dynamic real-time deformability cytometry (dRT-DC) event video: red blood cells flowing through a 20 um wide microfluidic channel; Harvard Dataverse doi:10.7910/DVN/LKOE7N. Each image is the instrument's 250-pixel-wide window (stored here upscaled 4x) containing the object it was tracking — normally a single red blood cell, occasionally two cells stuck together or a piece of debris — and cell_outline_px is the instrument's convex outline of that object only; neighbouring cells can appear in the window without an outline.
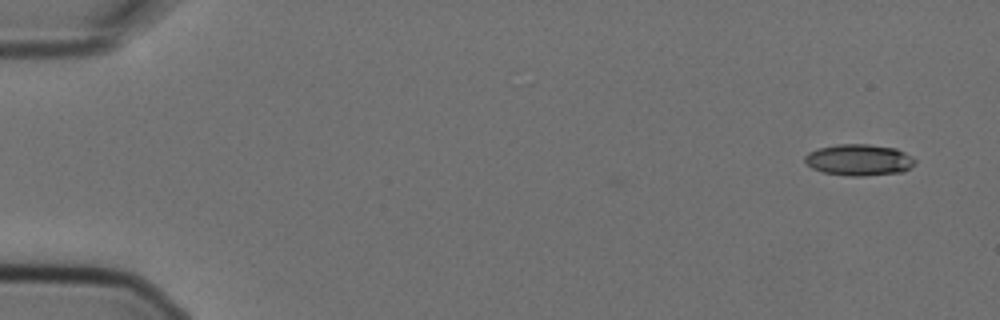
{"species": "Egyptian fruit bat (a non-hibernating species)", "species_latin": "Rousettus aegyptiacus", "temperature_condition": "cold", "stored_images_in_passage": 4, "camera_frame_rate_fps": 3000, "um_per_image_px": 0.085, "animal": {"sex": "female"}, "frame": {"image": 1, "passage_image": 1, "time_ms": 0.0, "image_size_px": [1000, 320], "cell_outline_px": [[916, 164], [904, 172], [864, 176], [852, 176], [824, 172], [812, 168], [804, 160], [804, 156], [808, 152], [816, 148], [836, 144], [868, 144], [896, 148], [912, 156], [916, 160]], "centroid_in_image_um": [73.04, 13.58], "position_along_channel_um": 12.0, "area_um2": 20.35}}
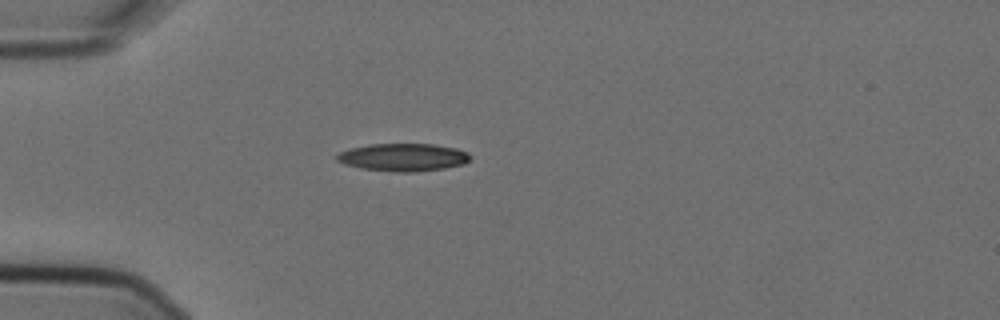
{"frame": {"image": 2, "passage_image": 4, "time_ms": 1.0, "image_size_px": [1000, 320], "cell_outline_px": [[472, 156], [464, 164], [444, 168], [416, 172], [396, 172], [360, 168], [344, 164], [336, 160], [336, 156], [340, 152], [352, 148], [368, 144], [436, 144], [456, 148], [468, 152]], "centroid_in_image_um": [34.29, 13.37], "position_along_channel_um": 50.7, "area_um2": 21.62}}